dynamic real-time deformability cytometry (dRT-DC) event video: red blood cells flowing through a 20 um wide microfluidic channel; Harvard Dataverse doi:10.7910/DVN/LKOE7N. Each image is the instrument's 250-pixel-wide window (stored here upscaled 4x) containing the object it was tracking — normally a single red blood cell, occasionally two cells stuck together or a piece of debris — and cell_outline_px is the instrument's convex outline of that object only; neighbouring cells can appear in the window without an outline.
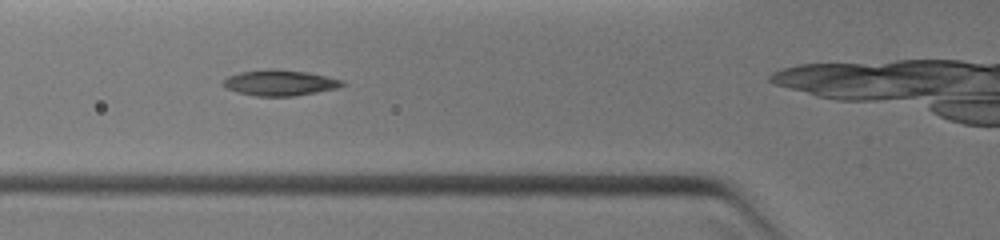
{"species": "common noctule bat (a hibernating species)", "species_latin": "Nyctalus noctula", "temperature_condition": "warm", "stored_images_in_passage": 6, "camera_frame_rate_fps": 3000, "um_per_image_px": 0.085, "animal": {"sex": "female", "body_mass_g": 19.0, "forearm_length_mm": 51.5}, "frame": {"image": 1, "passage_image": 4, "time_ms": 2.0, "image_size_px": [1000, 240], "cell_outline_px": [[344, 84], [336, 88], [316, 92], [292, 96], [256, 96], [236, 92], [224, 88], [220, 84], [228, 76], [240, 72], [264, 68], [276, 68], [308, 72], [328, 76], [344, 80]], "centroid_in_image_um": [23.73, 7.02], "position_along_channel_um": 102.1, "area_um2": 18.15}}
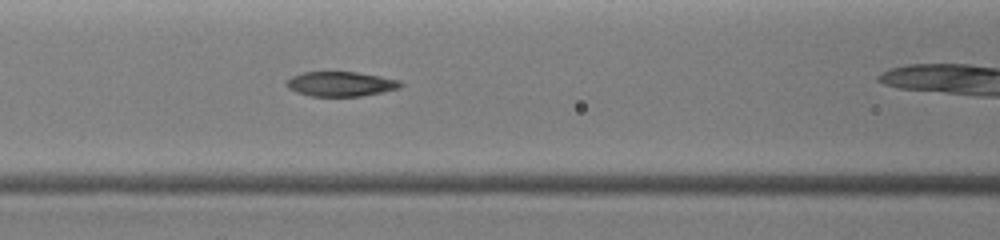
{"frame": {"image": 2, "passage_image": 5, "time_ms": 2.667, "image_size_px": [1000, 240], "cell_outline_px": [[404, 84], [400, 88], [360, 96], [312, 96], [296, 92], [288, 88], [284, 84], [292, 76], [304, 72], [356, 72], [380, 76], [400, 80]], "centroid_in_image_um": [28.96, 7.13], "position_along_channel_um": 137.6, "area_um2": 16.36}}